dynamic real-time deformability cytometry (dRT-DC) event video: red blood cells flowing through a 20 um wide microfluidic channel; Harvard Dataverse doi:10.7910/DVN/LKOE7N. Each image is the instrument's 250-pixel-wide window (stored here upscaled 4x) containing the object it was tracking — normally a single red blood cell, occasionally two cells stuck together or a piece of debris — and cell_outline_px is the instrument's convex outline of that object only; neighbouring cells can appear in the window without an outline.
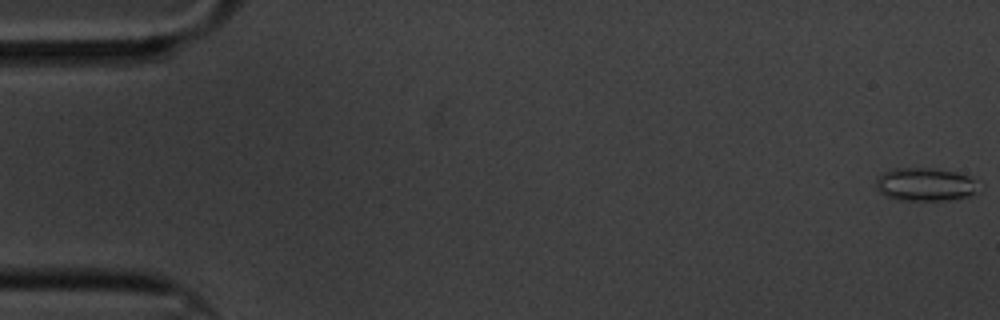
{"species": "common noctule bat (a hibernating species)", "species_latin": "Nyctalus noctula", "temperature_condition": "cold", "stored_images_in_passage": 61, "camera_frame_rate_fps": 3000, "um_per_image_px": 0.085, "animal": {"sex": "male", "body_mass_g": 20.1, "forearm_length_mm": 53.5}, "frame": {"image": 1, "passage_image": 1, "time_ms": 0.0, "image_size_px": [1000, 320], "cell_outline_px": [[976, 192], [972, 196], [948, 200], [900, 200], [884, 196], [876, 188], [876, 180], [884, 172], [896, 168], [928, 168], [956, 172], [968, 176], [972, 180]], "centroid_in_image_um": [78.59, 15.69], "position_along_channel_um": 6.4, "area_um2": 19.54}}
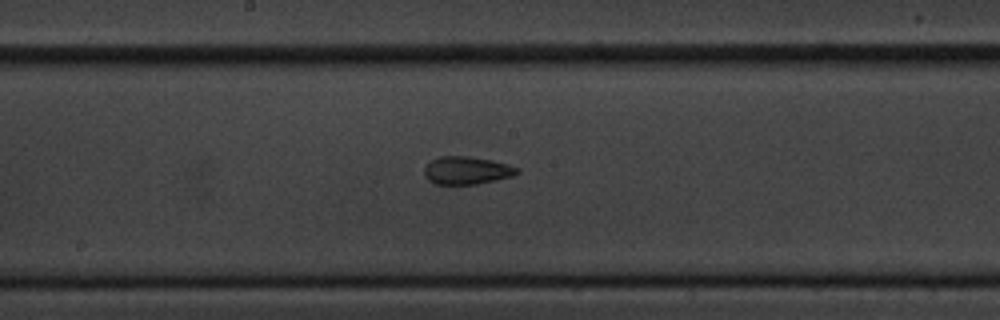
{"frame": {"image": 2, "passage_image": 32, "time_ms": 10.333, "image_size_px": [1000, 320], "cell_outline_px": [[520, 172], [512, 176], [496, 180], [476, 184], [436, 184], [428, 180], [424, 176], [424, 168], [432, 160], [440, 156], [468, 156], [492, 160], [508, 164], [520, 168]], "centroid_in_image_um": [39.69, 14.48], "position_along_channel_um": 208.5, "area_um2": 15.09}}
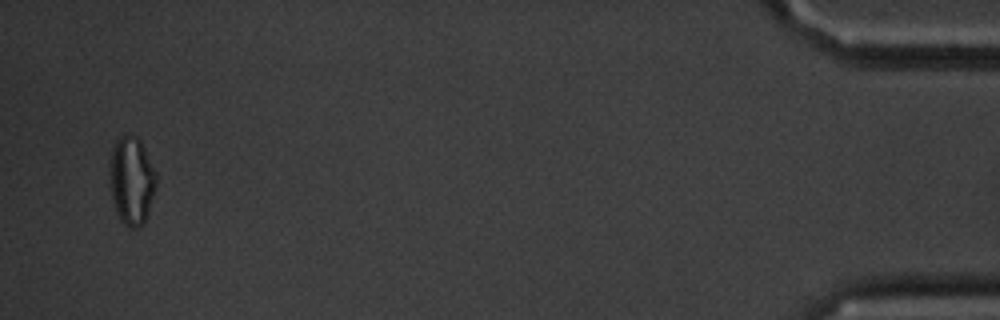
{"frame": {"image": 3, "passage_image": 59, "time_ms": 19.333, "image_size_px": [1000, 320], "cell_outline_px": [[156, 188], [144, 224], [140, 228], [128, 228], [120, 220], [116, 212], [108, 184], [108, 168], [112, 148], [116, 140], [120, 136], [136, 136], [140, 140], [156, 172]], "centroid_in_image_um": [11.16, 15.38], "position_along_channel_um": 424.0, "area_um2": 24.33}, "authors_computed_cell_mechanics": {"area_um2": 17.1088, "velocity_mm_per_s": 3.3206, "shape_relaxation_time_tau1_ms": null, "shape_relaxation_time_tau2_ms": 3.3362, "deformation_change_tau1": null, "deformation_change_tau2": 0.1028}}